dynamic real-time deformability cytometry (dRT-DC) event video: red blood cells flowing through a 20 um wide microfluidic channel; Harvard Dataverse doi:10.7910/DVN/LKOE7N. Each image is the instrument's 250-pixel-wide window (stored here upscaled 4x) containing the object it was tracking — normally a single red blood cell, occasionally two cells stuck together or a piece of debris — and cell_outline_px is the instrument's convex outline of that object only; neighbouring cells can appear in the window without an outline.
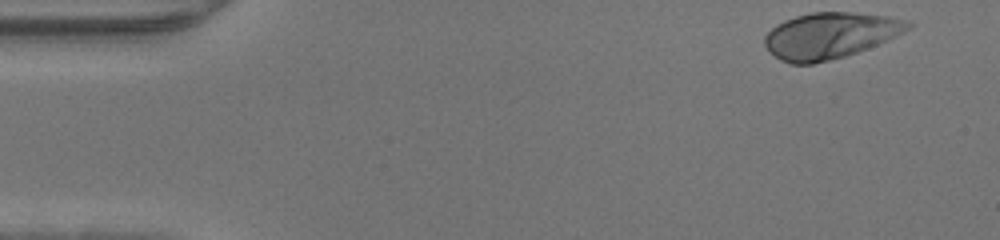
{"species": "human", "species_latin": "Homo sapiens", "temperature_condition": "warm", "stored_images_in_passage": 44, "camera_frame_rate_fps": 3000, "um_per_image_px": 0.085, "donor": {"sex": "male"}, "frame": {"image": 1, "passage_image": 1, "time_ms": 0.0, "image_size_px": [1000, 240], "cell_outline_px": [[912, 24], [908, 28], [868, 48], [844, 56], [812, 64], [792, 64], [780, 60], [764, 44], [764, 36], [776, 24], [784, 20], [796, 16], [812, 12], [852, 12], [888, 16], [904, 20]], "centroid_in_image_um": [70.48, 3.01], "position_along_channel_um": 14.5, "area_um2": 37.74}}
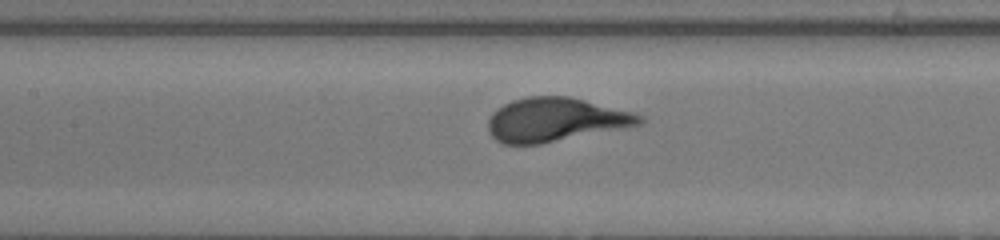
{"frame": {"image": 2, "passage_image": 19, "time_ms": 6.0, "image_size_px": [1000, 240], "cell_outline_px": [[644, 120], [640, 124], [624, 128], [540, 144], [500, 144], [488, 132], [488, 120], [492, 112], [504, 104], [512, 100], [528, 96], [568, 96], [632, 112], [644, 116]], "centroid_in_image_um": [47.17, 10.18], "position_along_channel_um": 160.2, "area_um2": 38.55}}
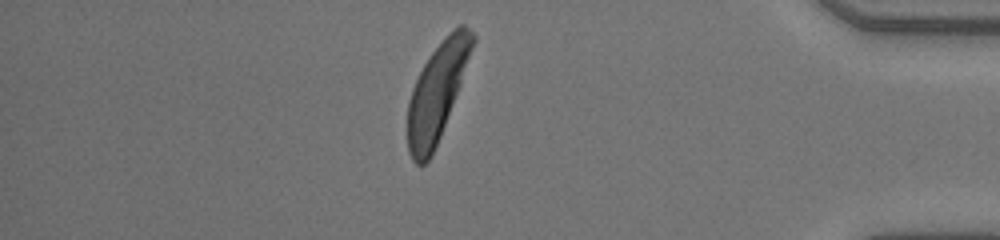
{"frame": {"image": 3, "passage_image": 38, "time_ms": 12.333, "image_size_px": [1000, 240], "cell_outline_px": [[476, 40], [460, 84], [440, 136], [432, 156], [424, 164], [416, 164], [412, 160], [408, 152], [408, 100], [412, 88], [424, 64], [432, 52], [448, 32], [460, 24], [464, 24], [476, 36]], "centroid_in_image_um": [37.15, 7.81], "position_along_channel_um": 398.1, "area_um2": 36.18}}